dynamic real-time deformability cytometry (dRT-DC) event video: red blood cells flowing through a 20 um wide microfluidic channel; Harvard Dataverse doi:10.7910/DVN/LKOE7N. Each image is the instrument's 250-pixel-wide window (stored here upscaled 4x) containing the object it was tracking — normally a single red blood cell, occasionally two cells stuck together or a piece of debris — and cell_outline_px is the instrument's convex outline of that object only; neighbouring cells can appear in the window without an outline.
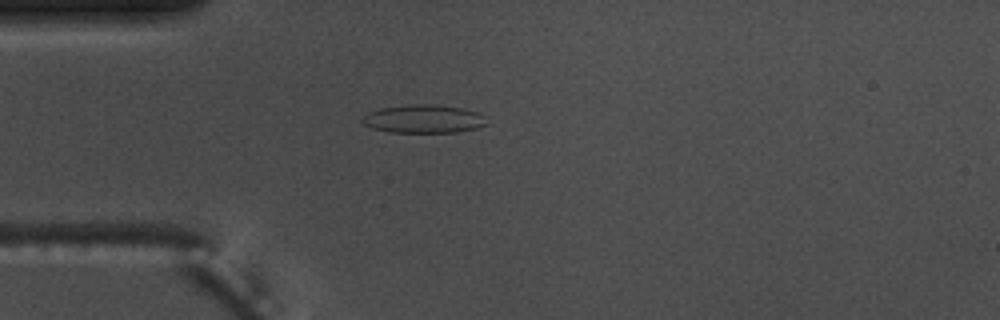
{"species": "common noctule bat (a hibernating species)", "species_latin": "Nyctalus noctula", "temperature_condition": "warm", "stored_images_in_passage": 4, "camera_frame_rate_fps": 3000, "um_per_image_px": 0.085, "animal": {"sex": "male", "body_mass_g": 17.5, "forearm_length_mm": 52.3}, "frame": {"image": 1, "passage_image": 4, "time_ms": 1.0, "image_size_px": [1000, 320], "cell_outline_px": [[488, 124], [476, 128], [456, 132], [388, 132], [372, 128], [364, 124], [360, 120], [368, 112], [380, 108], [412, 104], [432, 104], [460, 108], [476, 112], [484, 116]], "centroid_in_image_um": [35.98, 10.11], "position_along_channel_um": 49.0, "area_um2": 20.4}}